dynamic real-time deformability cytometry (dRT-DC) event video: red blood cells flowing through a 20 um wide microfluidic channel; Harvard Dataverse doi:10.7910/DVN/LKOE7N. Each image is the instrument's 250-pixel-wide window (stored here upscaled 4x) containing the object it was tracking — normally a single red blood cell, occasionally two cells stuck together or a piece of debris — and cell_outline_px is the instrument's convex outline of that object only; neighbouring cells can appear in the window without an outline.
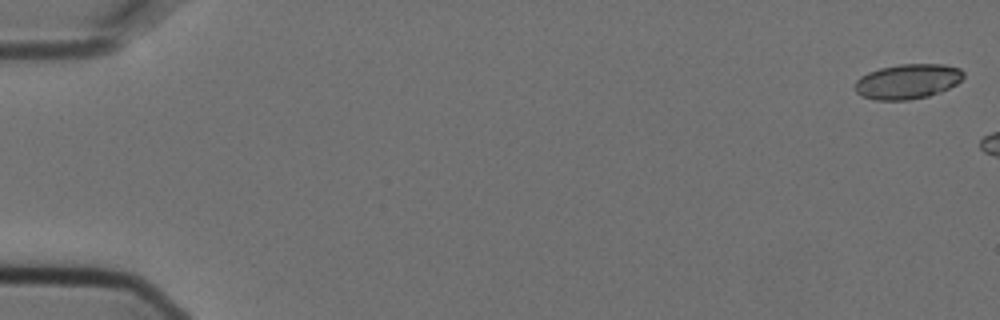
{"species": "Egyptian fruit bat (a non-hibernating species)", "species_latin": "Rousettus aegyptiacus", "temperature_condition": "cold", "stored_images_in_passage": 7, "camera_frame_rate_fps": 3000, "um_per_image_px": 0.085, "animal": {"sex": "female"}, "frame": {"image": 1, "passage_image": 1, "time_ms": 0.0, "image_size_px": [1000, 320], "cell_outline_px": [[964, 76], [956, 84], [940, 92], [928, 96], [908, 100], [876, 100], [864, 96], [856, 92], [856, 80], [860, 76], [868, 72], [880, 68], [900, 64], [944, 64], [960, 68], [964, 72]], "centroid_in_image_um": [77.16, 6.91], "position_along_channel_um": 7.8, "area_um2": 22.02}}
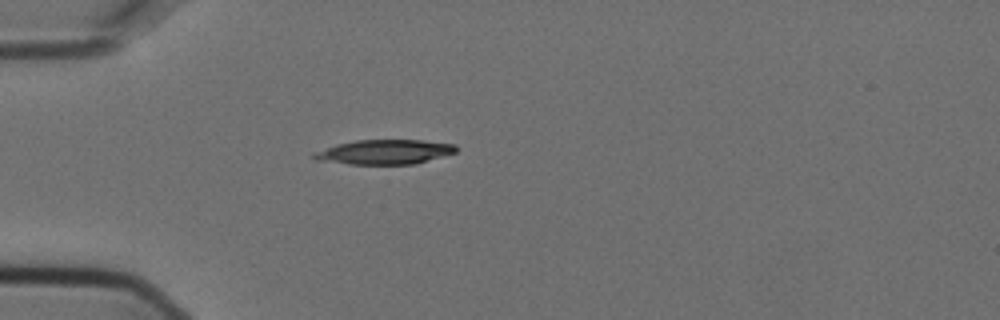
{"frame": {"image": 2, "passage_image": 6, "time_ms": 1.667, "image_size_px": [1000, 320], "cell_outline_px": [[460, 148], [456, 152], [416, 164], [348, 164], [316, 160], [312, 156], [312, 152], [336, 144], [356, 140], [424, 140], [456, 144]], "centroid_in_image_um": [32.7, 12.91], "position_along_channel_um": 52.3, "area_um2": 20.58}}